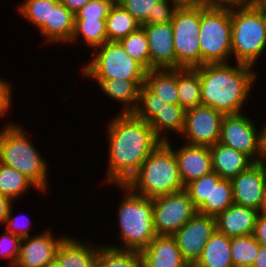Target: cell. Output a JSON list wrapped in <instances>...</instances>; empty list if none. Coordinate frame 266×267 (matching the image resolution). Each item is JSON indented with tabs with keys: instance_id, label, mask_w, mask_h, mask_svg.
<instances>
[{
	"instance_id": "2",
	"label": "cell",
	"mask_w": 266,
	"mask_h": 267,
	"mask_svg": "<svg viewBox=\"0 0 266 267\" xmlns=\"http://www.w3.org/2000/svg\"><path fill=\"white\" fill-rule=\"evenodd\" d=\"M252 66L236 63L204 64L194 69L201 84V105L209 106L225 115L243 113L257 73Z\"/></svg>"
},
{
	"instance_id": "47",
	"label": "cell",
	"mask_w": 266,
	"mask_h": 267,
	"mask_svg": "<svg viewBox=\"0 0 266 267\" xmlns=\"http://www.w3.org/2000/svg\"><path fill=\"white\" fill-rule=\"evenodd\" d=\"M12 202L13 201L9 197L0 194V225L5 224Z\"/></svg>"
},
{
	"instance_id": "14",
	"label": "cell",
	"mask_w": 266,
	"mask_h": 267,
	"mask_svg": "<svg viewBox=\"0 0 266 267\" xmlns=\"http://www.w3.org/2000/svg\"><path fill=\"white\" fill-rule=\"evenodd\" d=\"M232 184L234 204L254 208L259 211L263 189L266 184L265 163L252 164L230 180Z\"/></svg>"
},
{
	"instance_id": "8",
	"label": "cell",
	"mask_w": 266,
	"mask_h": 267,
	"mask_svg": "<svg viewBox=\"0 0 266 267\" xmlns=\"http://www.w3.org/2000/svg\"><path fill=\"white\" fill-rule=\"evenodd\" d=\"M94 53L91 62L80 71L85 78L145 80L147 70L131 58L119 42L107 41L96 47Z\"/></svg>"
},
{
	"instance_id": "55",
	"label": "cell",
	"mask_w": 266,
	"mask_h": 267,
	"mask_svg": "<svg viewBox=\"0 0 266 267\" xmlns=\"http://www.w3.org/2000/svg\"><path fill=\"white\" fill-rule=\"evenodd\" d=\"M45 267H61V265L58 262V260L55 258L53 261L48 263Z\"/></svg>"
},
{
	"instance_id": "44",
	"label": "cell",
	"mask_w": 266,
	"mask_h": 267,
	"mask_svg": "<svg viewBox=\"0 0 266 267\" xmlns=\"http://www.w3.org/2000/svg\"><path fill=\"white\" fill-rule=\"evenodd\" d=\"M12 86L8 81L0 78V117L7 114V110H11L12 103Z\"/></svg>"
},
{
	"instance_id": "32",
	"label": "cell",
	"mask_w": 266,
	"mask_h": 267,
	"mask_svg": "<svg viewBox=\"0 0 266 267\" xmlns=\"http://www.w3.org/2000/svg\"><path fill=\"white\" fill-rule=\"evenodd\" d=\"M78 38H83L88 48L95 49L103 45L107 42L105 20H75L74 31L68 44L75 43Z\"/></svg>"
},
{
	"instance_id": "27",
	"label": "cell",
	"mask_w": 266,
	"mask_h": 267,
	"mask_svg": "<svg viewBox=\"0 0 266 267\" xmlns=\"http://www.w3.org/2000/svg\"><path fill=\"white\" fill-rule=\"evenodd\" d=\"M75 23V14L60 1L50 5L49 43H65L71 40Z\"/></svg>"
},
{
	"instance_id": "16",
	"label": "cell",
	"mask_w": 266,
	"mask_h": 267,
	"mask_svg": "<svg viewBox=\"0 0 266 267\" xmlns=\"http://www.w3.org/2000/svg\"><path fill=\"white\" fill-rule=\"evenodd\" d=\"M174 152L179 174L185 186L194 179L213 171L211 152L208 146L189 145L184 143L178 149L172 148L170 139L165 142ZM175 149V150H174Z\"/></svg>"
},
{
	"instance_id": "24",
	"label": "cell",
	"mask_w": 266,
	"mask_h": 267,
	"mask_svg": "<svg viewBox=\"0 0 266 267\" xmlns=\"http://www.w3.org/2000/svg\"><path fill=\"white\" fill-rule=\"evenodd\" d=\"M234 204L231 181L222 179L216 172H211L210 202H205L197 213L216 217Z\"/></svg>"
},
{
	"instance_id": "21",
	"label": "cell",
	"mask_w": 266,
	"mask_h": 267,
	"mask_svg": "<svg viewBox=\"0 0 266 267\" xmlns=\"http://www.w3.org/2000/svg\"><path fill=\"white\" fill-rule=\"evenodd\" d=\"M104 94L124 104L122 113H133L139 103V90L144 80L95 79Z\"/></svg>"
},
{
	"instance_id": "50",
	"label": "cell",
	"mask_w": 266,
	"mask_h": 267,
	"mask_svg": "<svg viewBox=\"0 0 266 267\" xmlns=\"http://www.w3.org/2000/svg\"><path fill=\"white\" fill-rule=\"evenodd\" d=\"M262 161H266V123L262 127Z\"/></svg>"
},
{
	"instance_id": "46",
	"label": "cell",
	"mask_w": 266,
	"mask_h": 267,
	"mask_svg": "<svg viewBox=\"0 0 266 267\" xmlns=\"http://www.w3.org/2000/svg\"><path fill=\"white\" fill-rule=\"evenodd\" d=\"M253 0H203V5L207 7H238L246 6L252 3Z\"/></svg>"
},
{
	"instance_id": "25",
	"label": "cell",
	"mask_w": 266,
	"mask_h": 267,
	"mask_svg": "<svg viewBox=\"0 0 266 267\" xmlns=\"http://www.w3.org/2000/svg\"><path fill=\"white\" fill-rule=\"evenodd\" d=\"M185 112L179 104L166 103L149 124L153 128L155 135L162 142H166L169 140L166 135V133H169L168 131H174L179 135L182 134L185 125Z\"/></svg>"
},
{
	"instance_id": "11",
	"label": "cell",
	"mask_w": 266,
	"mask_h": 267,
	"mask_svg": "<svg viewBox=\"0 0 266 267\" xmlns=\"http://www.w3.org/2000/svg\"><path fill=\"white\" fill-rule=\"evenodd\" d=\"M224 116V113L204 105L186 110L181 137L184 136L189 145L212 146L219 142Z\"/></svg>"
},
{
	"instance_id": "20",
	"label": "cell",
	"mask_w": 266,
	"mask_h": 267,
	"mask_svg": "<svg viewBox=\"0 0 266 267\" xmlns=\"http://www.w3.org/2000/svg\"><path fill=\"white\" fill-rule=\"evenodd\" d=\"M66 237L59 245L56 259L61 267H94L98 252L90 242L76 241V238Z\"/></svg>"
},
{
	"instance_id": "30",
	"label": "cell",
	"mask_w": 266,
	"mask_h": 267,
	"mask_svg": "<svg viewBox=\"0 0 266 267\" xmlns=\"http://www.w3.org/2000/svg\"><path fill=\"white\" fill-rule=\"evenodd\" d=\"M59 0H24L18 10L22 17L27 19L46 37L49 42V14L50 5H56Z\"/></svg>"
},
{
	"instance_id": "19",
	"label": "cell",
	"mask_w": 266,
	"mask_h": 267,
	"mask_svg": "<svg viewBox=\"0 0 266 267\" xmlns=\"http://www.w3.org/2000/svg\"><path fill=\"white\" fill-rule=\"evenodd\" d=\"M212 168L222 179L231 180L254 162L245 154L219 142L209 146Z\"/></svg>"
},
{
	"instance_id": "33",
	"label": "cell",
	"mask_w": 266,
	"mask_h": 267,
	"mask_svg": "<svg viewBox=\"0 0 266 267\" xmlns=\"http://www.w3.org/2000/svg\"><path fill=\"white\" fill-rule=\"evenodd\" d=\"M36 186L16 169L0 163V194L9 197L13 202L29 188Z\"/></svg>"
},
{
	"instance_id": "17",
	"label": "cell",
	"mask_w": 266,
	"mask_h": 267,
	"mask_svg": "<svg viewBox=\"0 0 266 267\" xmlns=\"http://www.w3.org/2000/svg\"><path fill=\"white\" fill-rule=\"evenodd\" d=\"M140 256L142 267H185L188 264L174 236L157 235Z\"/></svg>"
},
{
	"instance_id": "45",
	"label": "cell",
	"mask_w": 266,
	"mask_h": 267,
	"mask_svg": "<svg viewBox=\"0 0 266 267\" xmlns=\"http://www.w3.org/2000/svg\"><path fill=\"white\" fill-rule=\"evenodd\" d=\"M254 238L260 245H266V214L260 213L256 219V225L253 231Z\"/></svg>"
},
{
	"instance_id": "42",
	"label": "cell",
	"mask_w": 266,
	"mask_h": 267,
	"mask_svg": "<svg viewBox=\"0 0 266 267\" xmlns=\"http://www.w3.org/2000/svg\"><path fill=\"white\" fill-rule=\"evenodd\" d=\"M22 239L10 232L0 237V257L8 259L9 266L14 267L18 259Z\"/></svg>"
},
{
	"instance_id": "5",
	"label": "cell",
	"mask_w": 266,
	"mask_h": 267,
	"mask_svg": "<svg viewBox=\"0 0 266 267\" xmlns=\"http://www.w3.org/2000/svg\"><path fill=\"white\" fill-rule=\"evenodd\" d=\"M117 187L127 192L125 199L120 201L117 212L123 246L110 247L141 252L158 235L153 220L152 198L135 194L125 185Z\"/></svg>"
},
{
	"instance_id": "56",
	"label": "cell",
	"mask_w": 266,
	"mask_h": 267,
	"mask_svg": "<svg viewBox=\"0 0 266 267\" xmlns=\"http://www.w3.org/2000/svg\"><path fill=\"white\" fill-rule=\"evenodd\" d=\"M185 267H196L194 264H187Z\"/></svg>"
},
{
	"instance_id": "26",
	"label": "cell",
	"mask_w": 266,
	"mask_h": 267,
	"mask_svg": "<svg viewBox=\"0 0 266 267\" xmlns=\"http://www.w3.org/2000/svg\"><path fill=\"white\" fill-rule=\"evenodd\" d=\"M178 104L186 111L201 105V84L194 68L177 69Z\"/></svg>"
},
{
	"instance_id": "9",
	"label": "cell",
	"mask_w": 266,
	"mask_h": 267,
	"mask_svg": "<svg viewBox=\"0 0 266 267\" xmlns=\"http://www.w3.org/2000/svg\"><path fill=\"white\" fill-rule=\"evenodd\" d=\"M243 113L225 115L219 143L247 155L254 163L262 162V128Z\"/></svg>"
},
{
	"instance_id": "22",
	"label": "cell",
	"mask_w": 266,
	"mask_h": 267,
	"mask_svg": "<svg viewBox=\"0 0 266 267\" xmlns=\"http://www.w3.org/2000/svg\"><path fill=\"white\" fill-rule=\"evenodd\" d=\"M230 238L215 231L205 243L196 267H234L231 255Z\"/></svg>"
},
{
	"instance_id": "51",
	"label": "cell",
	"mask_w": 266,
	"mask_h": 267,
	"mask_svg": "<svg viewBox=\"0 0 266 267\" xmlns=\"http://www.w3.org/2000/svg\"><path fill=\"white\" fill-rule=\"evenodd\" d=\"M259 212L266 214V184L263 189L262 201H261Z\"/></svg>"
},
{
	"instance_id": "15",
	"label": "cell",
	"mask_w": 266,
	"mask_h": 267,
	"mask_svg": "<svg viewBox=\"0 0 266 267\" xmlns=\"http://www.w3.org/2000/svg\"><path fill=\"white\" fill-rule=\"evenodd\" d=\"M148 39L150 70L176 69L174 34L171 22L141 26Z\"/></svg>"
},
{
	"instance_id": "34",
	"label": "cell",
	"mask_w": 266,
	"mask_h": 267,
	"mask_svg": "<svg viewBox=\"0 0 266 267\" xmlns=\"http://www.w3.org/2000/svg\"><path fill=\"white\" fill-rule=\"evenodd\" d=\"M234 267H252L260 244L252 234L230 238Z\"/></svg>"
},
{
	"instance_id": "54",
	"label": "cell",
	"mask_w": 266,
	"mask_h": 267,
	"mask_svg": "<svg viewBox=\"0 0 266 267\" xmlns=\"http://www.w3.org/2000/svg\"><path fill=\"white\" fill-rule=\"evenodd\" d=\"M262 17L263 23L266 27V8H256Z\"/></svg>"
},
{
	"instance_id": "48",
	"label": "cell",
	"mask_w": 266,
	"mask_h": 267,
	"mask_svg": "<svg viewBox=\"0 0 266 267\" xmlns=\"http://www.w3.org/2000/svg\"><path fill=\"white\" fill-rule=\"evenodd\" d=\"M69 11L74 14L91 0H59Z\"/></svg>"
},
{
	"instance_id": "37",
	"label": "cell",
	"mask_w": 266,
	"mask_h": 267,
	"mask_svg": "<svg viewBox=\"0 0 266 267\" xmlns=\"http://www.w3.org/2000/svg\"><path fill=\"white\" fill-rule=\"evenodd\" d=\"M165 105L164 101L158 99V96L143 84L139 90L138 106L133 113L149 123Z\"/></svg>"
},
{
	"instance_id": "13",
	"label": "cell",
	"mask_w": 266,
	"mask_h": 267,
	"mask_svg": "<svg viewBox=\"0 0 266 267\" xmlns=\"http://www.w3.org/2000/svg\"><path fill=\"white\" fill-rule=\"evenodd\" d=\"M54 235L47 229L36 236L23 238L14 267H45L53 261L59 245L67 237Z\"/></svg>"
},
{
	"instance_id": "35",
	"label": "cell",
	"mask_w": 266,
	"mask_h": 267,
	"mask_svg": "<svg viewBox=\"0 0 266 267\" xmlns=\"http://www.w3.org/2000/svg\"><path fill=\"white\" fill-rule=\"evenodd\" d=\"M125 52L147 71H150V50L147 35L142 27L118 41Z\"/></svg>"
},
{
	"instance_id": "12",
	"label": "cell",
	"mask_w": 266,
	"mask_h": 267,
	"mask_svg": "<svg viewBox=\"0 0 266 267\" xmlns=\"http://www.w3.org/2000/svg\"><path fill=\"white\" fill-rule=\"evenodd\" d=\"M215 231V217L196 213L173 235L183 259L188 264L196 263L202 254L205 243Z\"/></svg>"
},
{
	"instance_id": "28",
	"label": "cell",
	"mask_w": 266,
	"mask_h": 267,
	"mask_svg": "<svg viewBox=\"0 0 266 267\" xmlns=\"http://www.w3.org/2000/svg\"><path fill=\"white\" fill-rule=\"evenodd\" d=\"M201 4L179 5L172 19L174 37H196L200 35Z\"/></svg>"
},
{
	"instance_id": "39",
	"label": "cell",
	"mask_w": 266,
	"mask_h": 267,
	"mask_svg": "<svg viewBox=\"0 0 266 267\" xmlns=\"http://www.w3.org/2000/svg\"><path fill=\"white\" fill-rule=\"evenodd\" d=\"M118 0H91L75 13V20H105Z\"/></svg>"
},
{
	"instance_id": "10",
	"label": "cell",
	"mask_w": 266,
	"mask_h": 267,
	"mask_svg": "<svg viewBox=\"0 0 266 267\" xmlns=\"http://www.w3.org/2000/svg\"><path fill=\"white\" fill-rule=\"evenodd\" d=\"M153 220L158 235L173 236L196 213L185 190L152 198Z\"/></svg>"
},
{
	"instance_id": "4",
	"label": "cell",
	"mask_w": 266,
	"mask_h": 267,
	"mask_svg": "<svg viewBox=\"0 0 266 267\" xmlns=\"http://www.w3.org/2000/svg\"><path fill=\"white\" fill-rule=\"evenodd\" d=\"M22 126L8 123L0 131V163L16 169L42 192L48 187V165Z\"/></svg>"
},
{
	"instance_id": "52",
	"label": "cell",
	"mask_w": 266,
	"mask_h": 267,
	"mask_svg": "<svg viewBox=\"0 0 266 267\" xmlns=\"http://www.w3.org/2000/svg\"><path fill=\"white\" fill-rule=\"evenodd\" d=\"M180 5L184 4H203V0H176Z\"/></svg>"
},
{
	"instance_id": "38",
	"label": "cell",
	"mask_w": 266,
	"mask_h": 267,
	"mask_svg": "<svg viewBox=\"0 0 266 267\" xmlns=\"http://www.w3.org/2000/svg\"><path fill=\"white\" fill-rule=\"evenodd\" d=\"M184 190L198 210L205 202H210L211 172L192 180L184 186Z\"/></svg>"
},
{
	"instance_id": "53",
	"label": "cell",
	"mask_w": 266,
	"mask_h": 267,
	"mask_svg": "<svg viewBox=\"0 0 266 267\" xmlns=\"http://www.w3.org/2000/svg\"><path fill=\"white\" fill-rule=\"evenodd\" d=\"M251 4L255 8H266V0H253Z\"/></svg>"
},
{
	"instance_id": "23",
	"label": "cell",
	"mask_w": 266,
	"mask_h": 267,
	"mask_svg": "<svg viewBox=\"0 0 266 267\" xmlns=\"http://www.w3.org/2000/svg\"><path fill=\"white\" fill-rule=\"evenodd\" d=\"M144 85L158 99L169 104H178L177 69H152L147 71Z\"/></svg>"
},
{
	"instance_id": "36",
	"label": "cell",
	"mask_w": 266,
	"mask_h": 267,
	"mask_svg": "<svg viewBox=\"0 0 266 267\" xmlns=\"http://www.w3.org/2000/svg\"><path fill=\"white\" fill-rule=\"evenodd\" d=\"M176 69L200 66V42L196 37H174Z\"/></svg>"
},
{
	"instance_id": "29",
	"label": "cell",
	"mask_w": 266,
	"mask_h": 267,
	"mask_svg": "<svg viewBox=\"0 0 266 267\" xmlns=\"http://www.w3.org/2000/svg\"><path fill=\"white\" fill-rule=\"evenodd\" d=\"M107 41L125 38L142 25L119 2L115 4L105 19Z\"/></svg>"
},
{
	"instance_id": "40",
	"label": "cell",
	"mask_w": 266,
	"mask_h": 267,
	"mask_svg": "<svg viewBox=\"0 0 266 267\" xmlns=\"http://www.w3.org/2000/svg\"><path fill=\"white\" fill-rule=\"evenodd\" d=\"M170 3V4H169ZM176 0H160L156 3L153 13L141 25L164 24L172 22L175 10L179 7Z\"/></svg>"
},
{
	"instance_id": "1",
	"label": "cell",
	"mask_w": 266,
	"mask_h": 267,
	"mask_svg": "<svg viewBox=\"0 0 266 267\" xmlns=\"http://www.w3.org/2000/svg\"><path fill=\"white\" fill-rule=\"evenodd\" d=\"M107 125L109 165L104 182L125 185L162 141L134 113L119 112Z\"/></svg>"
},
{
	"instance_id": "43",
	"label": "cell",
	"mask_w": 266,
	"mask_h": 267,
	"mask_svg": "<svg viewBox=\"0 0 266 267\" xmlns=\"http://www.w3.org/2000/svg\"><path fill=\"white\" fill-rule=\"evenodd\" d=\"M12 214H13V208L11 205L8 211L7 220L5 221L6 231L20 237L21 239L29 237L30 236L29 230L31 228V225L28 222L29 220L27 221L28 223L26 222L27 223L26 224L24 223V221L21 220L20 215H19L20 217L16 216L14 218Z\"/></svg>"
},
{
	"instance_id": "41",
	"label": "cell",
	"mask_w": 266,
	"mask_h": 267,
	"mask_svg": "<svg viewBox=\"0 0 266 267\" xmlns=\"http://www.w3.org/2000/svg\"><path fill=\"white\" fill-rule=\"evenodd\" d=\"M160 0H118V2L141 24L148 18Z\"/></svg>"
},
{
	"instance_id": "7",
	"label": "cell",
	"mask_w": 266,
	"mask_h": 267,
	"mask_svg": "<svg viewBox=\"0 0 266 267\" xmlns=\"http://www.w3.org/2000/svg\"><path fill=\"white\" fill-rule=\"evenodd\" d=\"M200 66L229 63L232 54L230 8L207 7L201 4Z\"/></svg>"
},
{
	"instance_id": "6",
	"label": "cell",
	"mask_w": 266,
	"mask_h": 267,
	"mask_svg": "<svg viewBox=\"0 0 266 267\" xmlns=\"http://www.w3.org/2000/svg\"><path fill=\"white\" fill-rule=\"evenodd\" d=\"M230 16L235 63L254 67L257 58L266 50V27L262 17L252 4L231 7Z\"/></svg>"
},
{
	"instance_id": "18",
	"label": "cell",
	"mask_w": 266,
	"mask_h": 267,
	"mask_svg": "<svg viewBox=\"0 0 266 267\" xmlns=\"http://www.w3.org/2000/svg\"><path fill=\"white\" fill-rule=\"evenodd\" d=\"M259 211L232 204L215 217L216 230L229 238L253 234Z\"/></svg>"
},
{
	"instance_id": "31",
	"label": "cell",
	"mask_w": 266,
	"mask_h": 267,
	"mask_svg": "<svg viewBox=\"0 0 266 267\" xmlns=\"http://www.w3.org/2000/svg\"><path fill=\"white\" fill-rule=\"evenodd\" d=\"M94 267H142L140 252L98 245Z\"/></svg>"
},
{
	"instance_id": "49",
	"label": "cell",
	"mask_w": 266,
	"mask_h": 267,
	"mask_svg": "<svg viewBox=\"0 0 266 267\" xmlns=\"http://www.w3.org/2000/svg\"><path fill=\"white\" fill-rule=\"evenodd\" d=\"M252 267H266V245H260Z\"/></svg>"
},
{
	"instance_id": "3",
	"label": "cell",
	"mask_w": 266,
	"mask_h": 267,
	"mask_svg": "<svg viewBox=\"0 0 266 267\" xmlns=\"http://www.w3.org/2000/svg\"><path fill=\"white\" fill-rule=\"evenodd\" d=\"M125 186L147 198L184 190L173 150L161 142Z\"/></svg>"
}]
</instances>
